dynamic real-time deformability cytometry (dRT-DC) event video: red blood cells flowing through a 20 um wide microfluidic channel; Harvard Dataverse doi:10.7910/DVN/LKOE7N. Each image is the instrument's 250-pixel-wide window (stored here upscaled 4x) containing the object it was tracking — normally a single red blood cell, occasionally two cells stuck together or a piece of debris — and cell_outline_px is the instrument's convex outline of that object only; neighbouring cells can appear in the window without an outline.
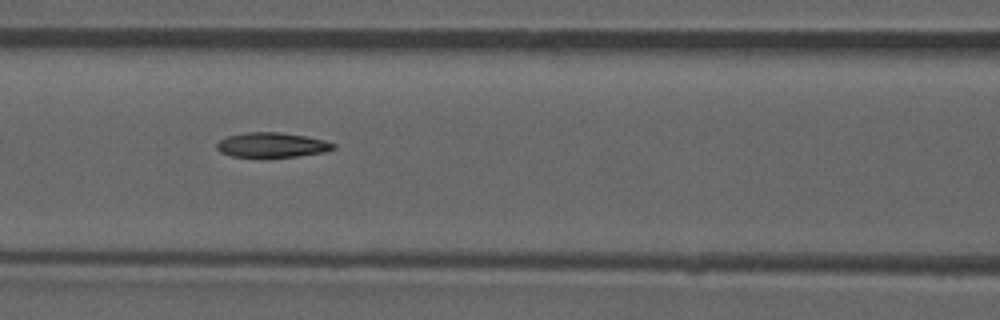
{"species": "common noctule bat (a hibernating species)", "species_latin": "Nyctalus noctula", "temperature_condition": "room temperature", "stored_images_in_passage": 52, "camera_frame_rate_fps": 3000, "um_per_image_px": 0.085, "animal": {"sex": "male", "forearm_length_mm": 52.5}, "frame": {"image": 1, "passage_image": 23, "time_ms": 7.333, "image_size_px": [1000, 320], "cell_outline_px": [[336, 148], [324, 152], [296, 156], [232, 156], [220, 152], [216, 148], [216, 144], [224, 136], [248, 132], [280, 132], [304, 136], [324, 140], [336, 144]], "centroid_in_image_um": [23.09, 12.3], "position_along_channel_um": 143.5, "area_um2": 16.65}, "authors_computed_cell_mechanics": {"area_um2": 17.3111, "velocity_mm_per_s": 3.9554, "shape_relaxation_time_tau1_ms": null, "shape_relaxation_time_tau2_ms": 4.9631, "deformation_change_tau1": null, "deformation_change_tau2": 0.138}}